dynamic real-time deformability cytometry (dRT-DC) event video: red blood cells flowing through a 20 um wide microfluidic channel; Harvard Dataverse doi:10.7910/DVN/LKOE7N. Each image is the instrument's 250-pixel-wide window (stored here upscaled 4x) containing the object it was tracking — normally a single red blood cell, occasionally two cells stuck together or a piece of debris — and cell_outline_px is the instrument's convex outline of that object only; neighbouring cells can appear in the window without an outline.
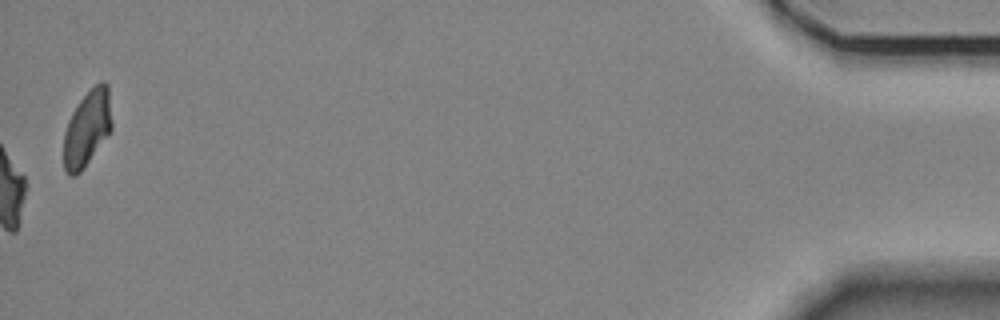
{"species": "Egyptian fruit bat (a non-hibernating species)", "species_latin": "Rousettus aegyptiacus", "temperature_condition": "room temperature", "stored_images_in_passage": 57, "camera_frame_rate_fps": 3000, "um_per_image_px": 0.085, "animal": {"sex": "female"}, "frame": {"image": 1, "passage_image": 57, "time_ms": 18.667, "image_size_px": [1000, 320], "cell_outline_px": [[112, 128], [80, 172], [76, 176], [68, 176], [64, 168], [64, 132], [68, 120], [72, 112], [80, 100], [100, 80], [104, 80], [108, 84], [112, 124]], "centroid_in_image_um": [7.4, 10.89], "position_along_channel_um": 427.8, "area_um2": 21.04}, "authors_computed_cell_mechanics": {"area_um2": 21.2704, "velocity_mm_per_s": 3.5254, "shape_relaxation_time_tau1_ms": 4.8041, "shape_relaxation_time_tau2_ms": 2.5606, "deformation_change_tau1": 0.1611, "deformation_change_tau2": 0.0921}}